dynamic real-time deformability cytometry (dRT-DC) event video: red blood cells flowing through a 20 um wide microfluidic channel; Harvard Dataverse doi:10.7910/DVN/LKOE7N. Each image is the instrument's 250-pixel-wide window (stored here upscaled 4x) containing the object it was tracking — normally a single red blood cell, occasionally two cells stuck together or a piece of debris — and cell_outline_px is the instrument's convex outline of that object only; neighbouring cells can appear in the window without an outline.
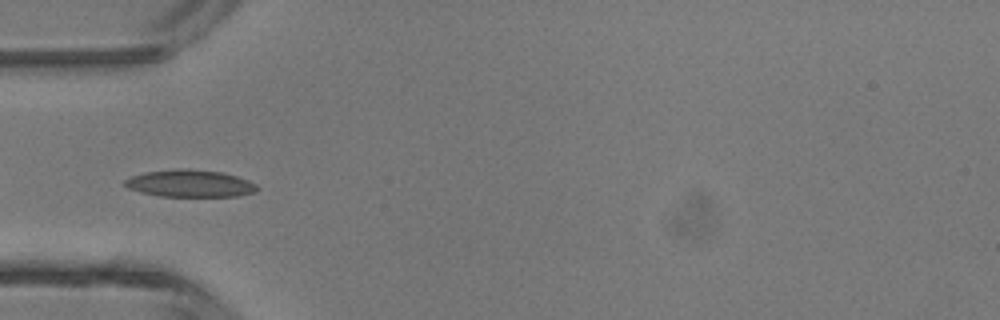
{"species": "common noctule bat (a hibernating species)", "species_latin": "Nyctalus noctula", "temperature_condition": "room temperature", "stored_images_in_passage": 4, "camera_frame_rate_fps": 3000, "um_per_image_px": 0.085, "animal": {"sex": "male", "body_mass_g": 13.3}, "frame": {"image": 1, "passage_image": 4, "time_ms": 1.0, "image_size_px": [1000, 320], "cell_outline_px": [[260, 188], [256, 192], [236, 196], [160, 196], [140, 192], [128, 188], [124, 184], [124, 180], [132, 176], [144, 172], [176, 168], [188, 168], [220, 172], [236, 176], [248, 180], [256, 184]], "centroid_in_image_um": [16.15, 15.59], "position_along_channel_um": 68.9, "area_um2": 21.04}}